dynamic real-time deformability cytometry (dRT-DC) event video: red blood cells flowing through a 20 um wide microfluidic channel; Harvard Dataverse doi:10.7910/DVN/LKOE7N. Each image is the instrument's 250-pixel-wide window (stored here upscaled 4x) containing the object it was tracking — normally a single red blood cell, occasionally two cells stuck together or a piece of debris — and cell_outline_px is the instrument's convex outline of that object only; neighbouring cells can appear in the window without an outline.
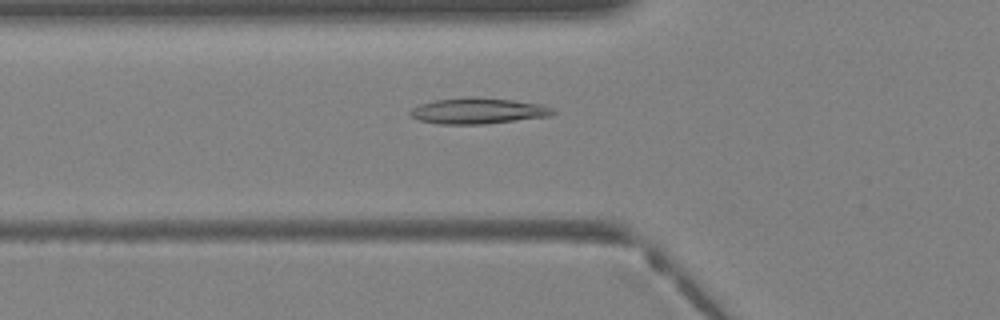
{"species": "Egyptian fruit bat (a non-hibernating species)", "species_latin": "Rousettus aegyptiacus", "temperature_condition": "warm", "stored_images_in_passage": 37, "camera_frame_rate_fps": 3000, "um_per_image_px": 0.085, "animal": {"sex": "female"}, "frame": {"image": 1, "passage_image": 12, "time_ms": 3.667, "image_size_px": [1000, 320], "cell_outline_px": [[556, 112], [552, 116], [484, 124], [440, 124], [420, 120], [412, 116], [408, 112], [412, 108], [420, 104], [436, 100], [472, 96], [476, 96], [512, 100], [540, 104], [552, 108]], "centroid_in_image_um": [40.65, 9.42], "position_along_channel_um": 85.1, "area_um2": 21.56}}
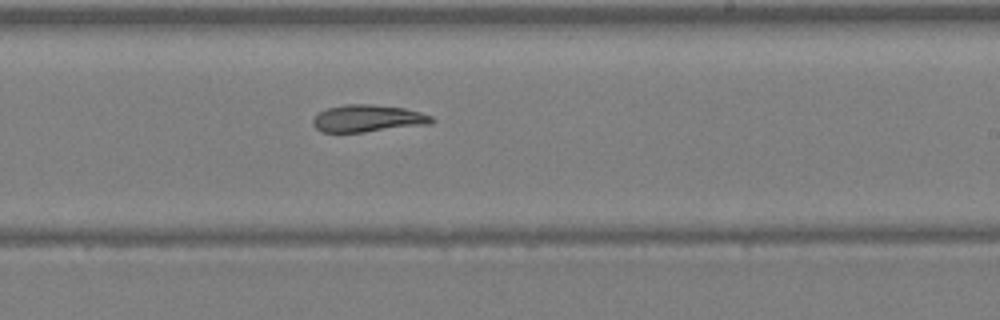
{"frame": {"image": 2, "passage_image": 22, "time_ms": 7.0, "image_size_px": [1000, 320], "cell_outline_px": [[436, 120], [432, 124], [364, 132], [320, 132], [312, 124], [312, 120], [320, 112], [328, 108], [344, 104], [372, 104], [404, 108], [420, 112], [432, 116]], "centroid_in_image_um": [31.29, 10.07], "position_along_channel_um": 257.7, "area_um2": 18.9}}
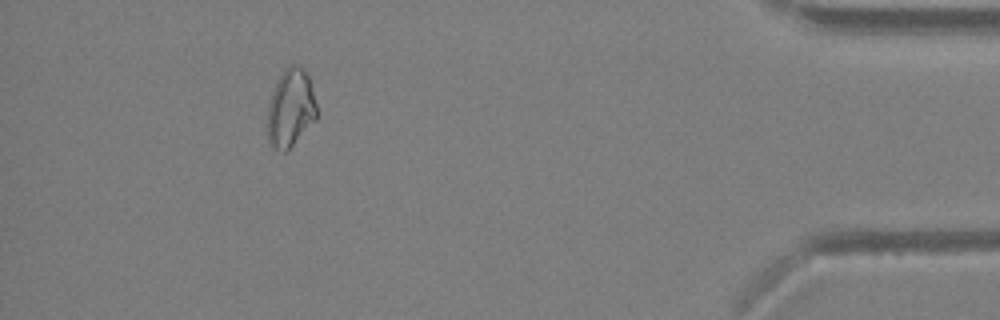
{"frame": {"image": 3, "passage_image": 34, "time_ms": 11.0, "image_size_px": [1000, 320], "cell_outline_px": [[316, 120], [284, 152], [280, 152], [268, 140], [268, 100], [284, 68], [288, 64], [296, 64], [308, 76], [316, 104]], "centroid_in_image_um": [24.69, 9.17], "position_along_channel_um": 410.5, "area_um2": 21.91}}